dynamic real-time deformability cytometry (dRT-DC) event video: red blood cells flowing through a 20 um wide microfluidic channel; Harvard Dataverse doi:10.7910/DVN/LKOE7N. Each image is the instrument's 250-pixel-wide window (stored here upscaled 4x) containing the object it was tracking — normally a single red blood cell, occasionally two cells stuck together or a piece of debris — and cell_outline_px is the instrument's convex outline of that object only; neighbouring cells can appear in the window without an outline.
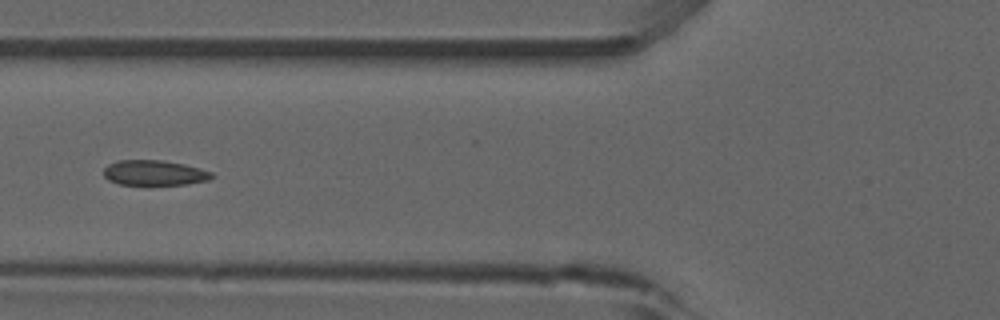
{"species": "common noctule bat (a hibernating species)", "species_latin": "Nyctalus noctula", "temperature_condition": "room temperature", "stored_images_in_passage": 6, "camera_frame_rate_fps": 3000, "um_per_image_px": 0.085, "animal": {"sex": "male", "forearm_length_mm": 52.5}, "frame": {"image": 1, "passage_image": 5, "time_ms": 6.333, "image_size_px": [1000, 320], "cell_outline_px": [[212, 176], [208, 180], [188, 184], [120, 184], [108, 180], [104, 176], [104, 168], [108, 164], [116, 160], [164, 160], [184, 164], [200, 168], [212, 172]], "centroid_in_image_um": [13.1, 14.67], "position_along_channel_um": 112.7, "area_um2": 15.78}}
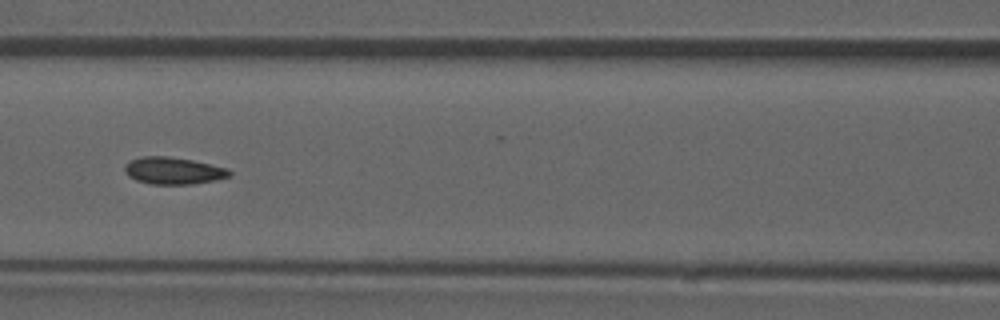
{"frame": {"image": 2, "passage_image": 6, "time_ms": 7.333, "image_size_px": [1000, 320], "cell_outline_px": [[232, 172], [228, 176], [216, 180], [192, 184], [152, 184], [136, 180], [128, 176], [124, 172], [124, 164], [128, 160], [140, 156], [168, 156], [192, 160], [228, 168]], "centroid_in_image_um": [14.68, 14.5], "position_along_channel_um": 151.9, "area_um2": 16.65}}